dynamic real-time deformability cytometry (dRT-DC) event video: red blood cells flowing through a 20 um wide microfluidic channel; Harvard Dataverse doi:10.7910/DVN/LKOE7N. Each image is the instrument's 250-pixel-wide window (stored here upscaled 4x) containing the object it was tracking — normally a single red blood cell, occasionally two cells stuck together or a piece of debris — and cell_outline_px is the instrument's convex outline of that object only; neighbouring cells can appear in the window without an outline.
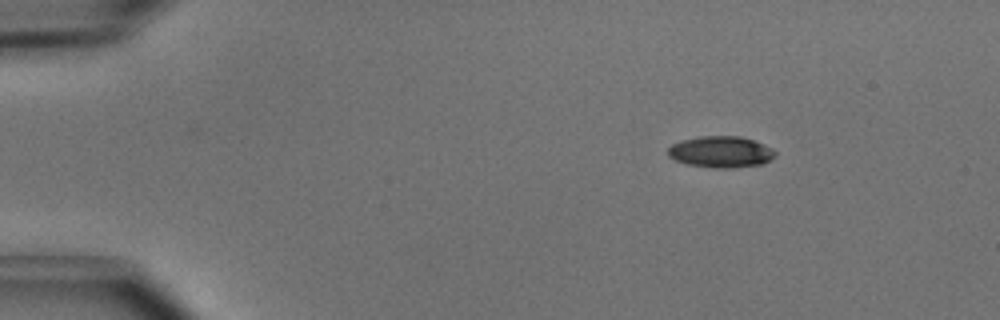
{"species": "common noctule bat (a hibernating species)", "species_latin": "Nyctalus noctula", "temperature_condition": "cold", "stored_images_in_passage": 3, "camera_frame_rate_fps": 3000, "um_per_image_px": 0.085, "animal": {"sex": "male", "body_mass_g": 15.6}, "frame": {"image": 1, "passage_image": 1, "time_ms": 0.0, "image_size_px": [1000, 320], "cell_outline_px": [[776, 156], [760, 164], [732, 168], [716, 168], [688, 164], [676, 160], [668, 156], [668, 148], [672, 144], [680, 140], [700, 136], [740, 136], [764, 144], [772, 148], [776, 152]], "centroid_in_image_um": [61.26, 12.9], "position_along_channel_um": 23.7, "area_um2": 19.54}}